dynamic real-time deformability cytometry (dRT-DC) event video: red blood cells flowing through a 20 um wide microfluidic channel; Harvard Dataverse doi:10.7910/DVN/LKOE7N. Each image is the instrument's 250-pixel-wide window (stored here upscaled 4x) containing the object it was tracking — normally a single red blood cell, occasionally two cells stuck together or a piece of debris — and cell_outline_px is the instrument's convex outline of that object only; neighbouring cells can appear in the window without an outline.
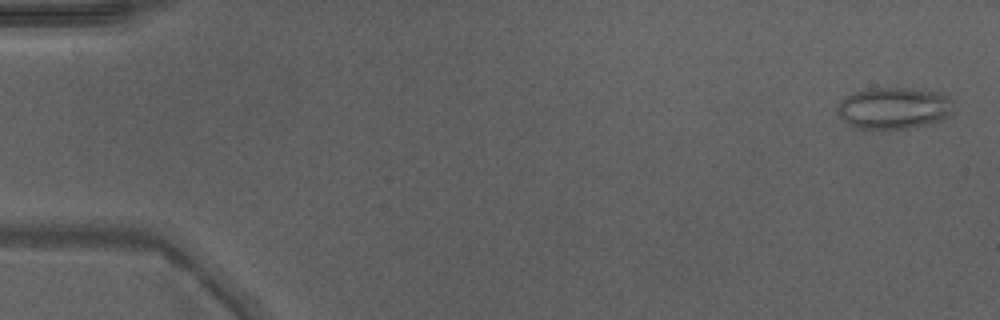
{"species": "Egyptian fruit bat (a non-hibernating species)", "species_latin": "Rousettus aegyptiacus", "temperature_condition": "warm", "stored_images_in_passage": 49, "camera_frame_rate_fps": 3000, "um_per_image_px": 0.085, "animal": {"sex": "male"}, "frame": {"image": 1, "passage_image": 2, "time_ms": 0.333, "image_size_px": [1000, 320], "cell_outline_px": [[956, 100], [952, 112], [948, 116], [932, 124], [912, 128], [880, 132], [852, 128], [836, 112], [836, 108], [844, 96], [852, 92], [872, 88], [912, 88], [940, 92]], "centroid_in_image_um": [75.98, 9.23], "position_along_channel_um": 9.0, "area_um2": 29.59}}
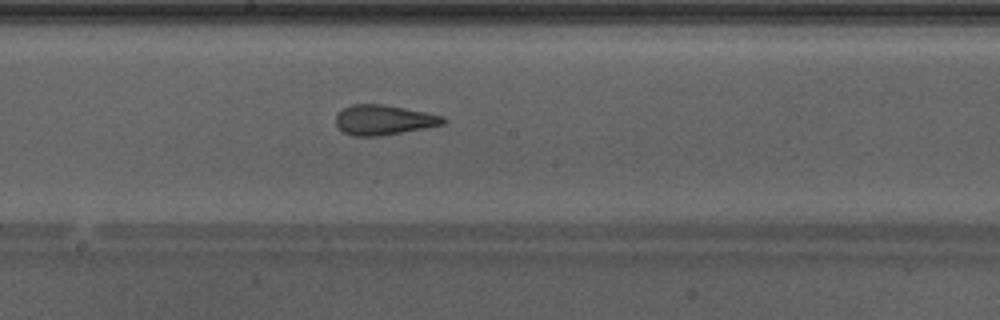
{"frame": {"image": 2, "passage_image": 27, "time_ms": 8.667, "image_size_px": [1000, 320], "cell_outline_px": [[448, 120], [444, 124], [380, 136], [352, 136], [344, 132], [336, 124], [336, 116], [344, 108], [352, 104], [384, 104], [444, 116]], "centroid_in_image_um": [32.62, 10.19], "position_along_channel_um": 215.6, "area_um2": 18.55}}
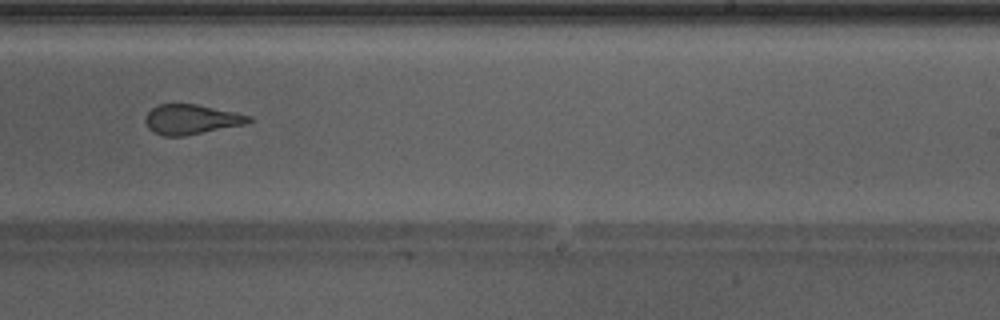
{"frame": {"image": 3, "passage_image": 31, "time_ms": 10.0, "image_size_px": [1000, 320], "cell_outline_px": [[252, 120], [248, 124], [184, 136], [164, 136], [152, 132], [148, 128], [144, 120], [144, 116], [152, 108], [160, 104], [196, 104], [236, 112], [252, 116]], "centroid_in_image_um": [16.27, 10.15], "position_along_channel_um": 272.7, "area_um2": 18.21}, "authors_computed_cell_mechanics": {"area_um2": 20.808, "velocity_mm_per_s": 4.3129, "shape_relaxation_time_tau1_ms": 8.5131, "shape_relaxation_time_tau2_ms": 0.9357, "deformation_change_tau1": 0.21, "deformation_change_tau2": 0.0954}}